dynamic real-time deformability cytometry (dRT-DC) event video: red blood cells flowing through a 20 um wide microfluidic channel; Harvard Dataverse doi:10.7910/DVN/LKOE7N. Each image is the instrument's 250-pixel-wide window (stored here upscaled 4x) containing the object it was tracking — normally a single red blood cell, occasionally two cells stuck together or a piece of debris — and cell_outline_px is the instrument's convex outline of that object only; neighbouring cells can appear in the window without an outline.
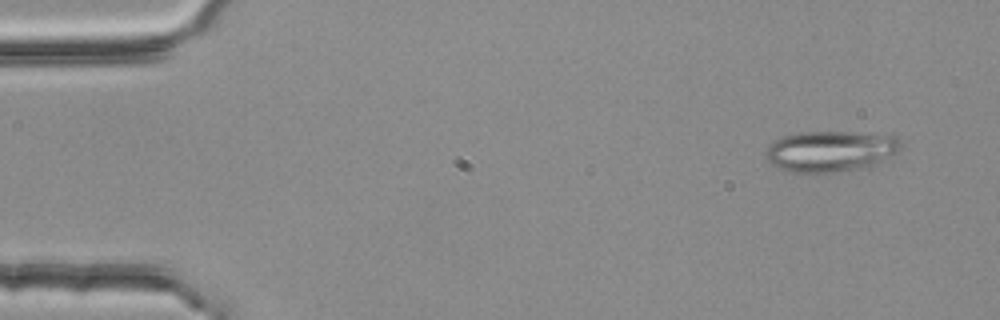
{"species": "common noctule bat (a hibernating species)", "species_latin": "Nyctalus noctula", "temperature_condition": "room temperature", "stored_images_in_passage": 4, "camera_frame_rate_fps": 3000, "um_per_image_px": 0.085, "animal": {"sex": "female", "body_mass_g": 25.1}, "frame": {"image": 1, "passage_image": 1, "time_ms": 0.0, "image_size_px": [1000, 320], "cell_outline_px": [[904, 148], [892, 156], [876, 164], [860, 168], [836, 172], [788, 172], [776, 168], [768, 160], [764, 152], [768, 144], [772, 140], [780, 136], [796, 132], [856, 132], [896, 136], [904, 144]], "centroid_in_image_um": [70.58, 12.84], "position_along_channel_um": 14.4, "area_um2": 32.83}}